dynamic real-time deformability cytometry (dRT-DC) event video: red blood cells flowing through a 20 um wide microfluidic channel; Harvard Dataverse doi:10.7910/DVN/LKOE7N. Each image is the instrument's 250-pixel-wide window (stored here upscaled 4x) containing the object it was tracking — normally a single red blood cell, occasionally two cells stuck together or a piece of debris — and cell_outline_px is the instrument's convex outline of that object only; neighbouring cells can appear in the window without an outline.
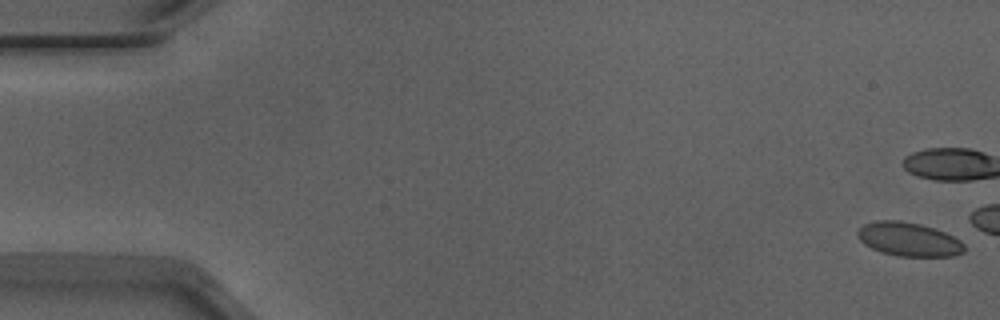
{"species": "Egyptian fruit bat (a non-hibernating species)", "species_latin": "Rousettus aegyptiacus", "temperature_condition": "warm", "stored_images_in_passage": 11, "camera_frame_rate_fps": 3000, "um_per_image_px": 0.085, "animal": {"sex": "male"}, "frame": {"image": 1, "passage_image": 1, "time_ms": 0.0, "image_size_px": [1000, 320], "cell_outline_px": [[964, 252], [956, 256], [896, 256], [880, 252], [864, 244], [856, 236], [856, 232], [864, 224], [876, 220], [900, 220], [920, 224], [944, 232], [960, 240], [964, 244]], "centroid_in_image_um": [77.22, 20.34], "position_along_channel_um": 7.8, "area_um2": 21.1}}